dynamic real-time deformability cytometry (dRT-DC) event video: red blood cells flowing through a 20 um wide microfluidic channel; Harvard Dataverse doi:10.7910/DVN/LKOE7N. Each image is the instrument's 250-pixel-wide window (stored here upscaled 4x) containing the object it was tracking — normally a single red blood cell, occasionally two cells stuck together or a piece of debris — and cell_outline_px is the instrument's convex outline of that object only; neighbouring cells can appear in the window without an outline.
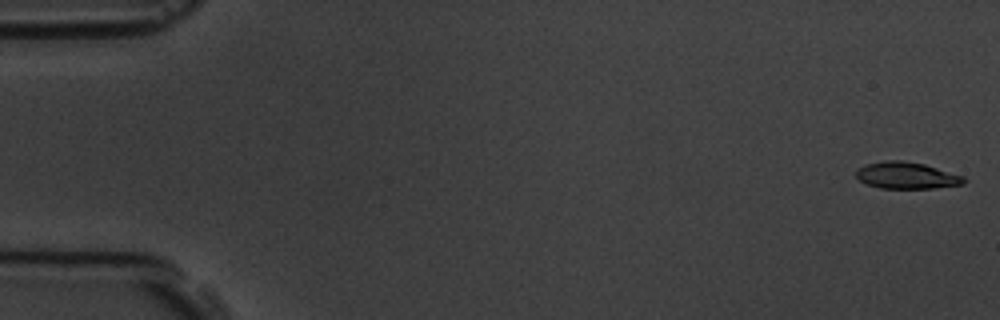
{"species": "common noctule bat (a hibernating species)", "species_latin": "Nyctalus noctula", "temperature_condition": "room temperature", "stored_images_in_passage": 11, "camera_frame_rate_fps": 3000, "um_per_image_px": 0.085, "animal": {"sex": "male", "body_mass_g": 19.5, "forearm_length_mm": 54.6}, "frame": {"image": 1, "passage_image": 1, "time_ms": 0.0, "image_size_px": [1000, 320], "cell_outline_px": [[968, 180], [964, 184], [932, 188], [880, 188], [868, 184], [860, 180], [856, 176], [856, 168], [864, 164], [884, 160], [900, 160], [924, 164], [964, 176]], "centroid_in_image_um": [77.05, 14.9], "position_along_channel_um": 7.9, "area_um2": 16.82}}
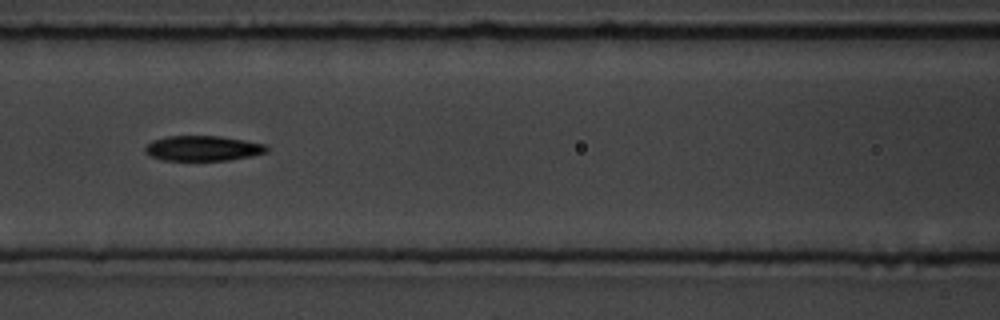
{"frame": {"image": 2, "passage_image": 7, "time_ms": 7.667, "image_size_px": [1000, 320], "cell_outline_px": [[268, 152], [252, 156], [228, 160], [160, 160], [144, 152], [144, 148], [152, 140], [168, 136], [220, 136], [244, 140], [264, 144], [268, 148]], "centroid_in_image_um": [17.24, 12.61], "position_along_channel_um": 149.4, "area_um2": 17.8}}
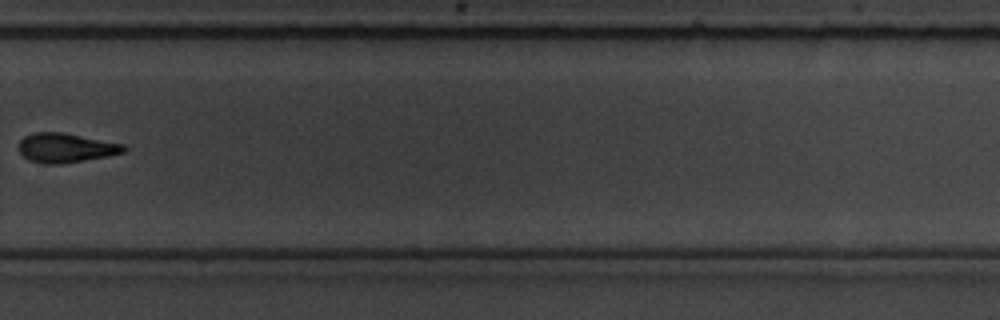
{"frame": {"image": 3, "passage_image": 11, "time_ms": 12.333, "image_size_px": [1000, 320], "cell_outline_px": [[128, 148], [124, 152], [108, 156], [60, 164], [40, 164], [28, 160], [16, 148], [20, 140], [24, 136], [32, 132], [60, 132], [124, 144]], "centroid_in_image_um": [5.54, 12.57], "position_along_channel_um": 324.3, "area_um2": 18.09}}